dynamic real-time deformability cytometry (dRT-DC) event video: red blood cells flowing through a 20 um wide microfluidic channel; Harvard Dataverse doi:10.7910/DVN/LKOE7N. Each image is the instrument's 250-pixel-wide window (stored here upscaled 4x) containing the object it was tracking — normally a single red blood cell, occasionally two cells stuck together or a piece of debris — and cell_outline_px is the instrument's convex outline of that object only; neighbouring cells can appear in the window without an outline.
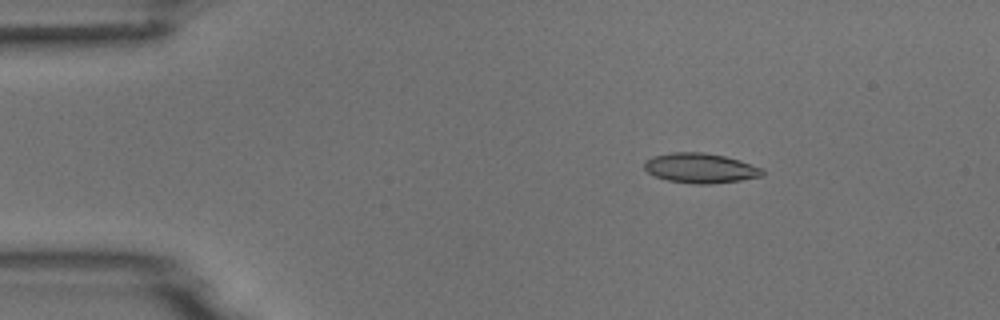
{"species": "common noctule bat (a hibernating species)", "species_latin": "Nyctalus noctula", "temperature_condition": "room temperature", "stored_images_in_passage": 5, "camera_frame_rate_fps": 3000, "um_per_image_px": 0.085, "animal": {"sex": "male", "body_mass_g": 18.8}, "frame": {"image": 1, "passage_image": 3, "time_ms": 2.333, "image_size_px": [1000, 320], "cell_outline_px": [[764, 176], [740, 180], [712, 184], [696, 184], [668, 180], [656, 176], [648, 172], [644, 168], [644, 160], [652, 156], [672, 152], [700, 152], [724, 156], [740, 160], [764, 168]], "centroid_in_image_um": [59.55, 14.28], "position_along_channel_um": 25.4, "area_um2": 20.63}}